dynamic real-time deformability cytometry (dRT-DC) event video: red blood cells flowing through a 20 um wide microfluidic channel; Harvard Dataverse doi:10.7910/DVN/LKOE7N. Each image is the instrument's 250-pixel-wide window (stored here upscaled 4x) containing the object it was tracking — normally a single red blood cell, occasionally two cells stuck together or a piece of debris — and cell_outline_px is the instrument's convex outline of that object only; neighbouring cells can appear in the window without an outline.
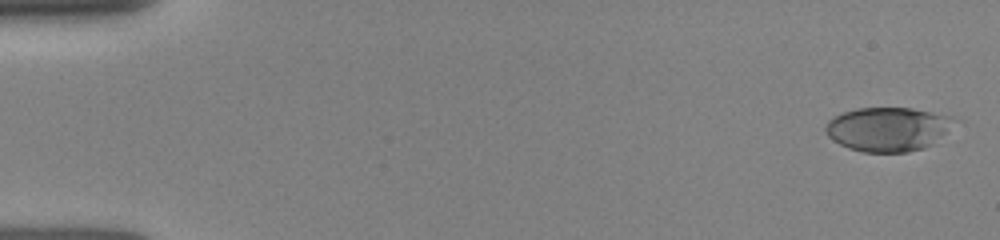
{"species": "human", "species_latin": "Homo sapiens", "temperature_condition": "room temperature", "stored_images_in_passage": 18, "camera_frame_rate_fps": 3000, "um_per_image_px": 0.085, "donor": {"sex": "female"}, "frame": {"image": 1, "passage_image": 1, "time_ms": 0.0, "image_size_px": [1000, 240], "cell_outline_px": [[956, 120], [944, 132], [924, 148], [908, 152], [864, 152], [848, 148], [832, 140], [824, 132], [824, 128], [828, 120], [832, 116], [856, 108], [912, 108], [952, 116]], "centroid_in_image_um": [75.38, 10.97], "position_along_channel_um": 9.6, "area_um2": 32.77}}
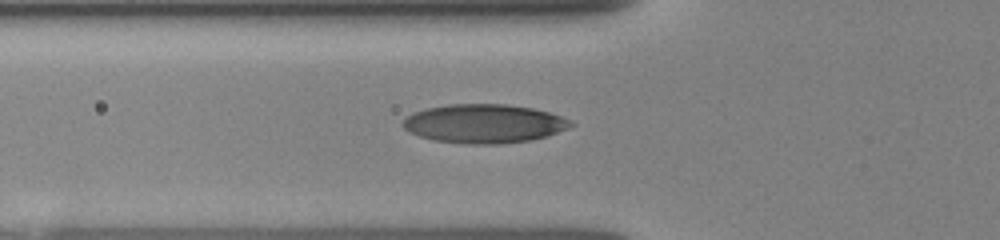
{"frame": {"image": 2, "passage_image": 11, "time_ms": 5.333, "image_size_px": [1000, 240], "cell_outline_px": [[576, 124], [568, 128], [548, 136], [532, 140], [500, 144], [464, 144], [432, 140], [408, 132], [400, 124], [412, 112], [428, 108], [448, 104], [508, 104], [532, 108], [548, 112], [572, 120]], "centroid_in_image_um": [41.15, 10.51], "position_along_channel_um": 84.7, "area_um2": 38.32}}
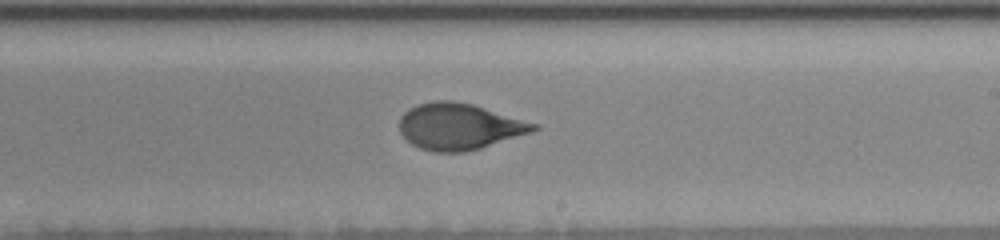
{"frame": {"image": 3, "passage_image": 18, "time_ms": 9.333, "image_size_px": [1000, 240], "cell_outline_px": [[540, 128], [480, 148], [464, 152], [432, 152], [420, 148], [412, 144], [400, 132], [400, 116], [408, 108], [416, 104], [432, 100], [452, 100], [472, 104], [540, 124]], "centroid_in_image_um": [38.99, 10.73], "position_along_channel_um": 250.0, "area_um2": 36.13}}